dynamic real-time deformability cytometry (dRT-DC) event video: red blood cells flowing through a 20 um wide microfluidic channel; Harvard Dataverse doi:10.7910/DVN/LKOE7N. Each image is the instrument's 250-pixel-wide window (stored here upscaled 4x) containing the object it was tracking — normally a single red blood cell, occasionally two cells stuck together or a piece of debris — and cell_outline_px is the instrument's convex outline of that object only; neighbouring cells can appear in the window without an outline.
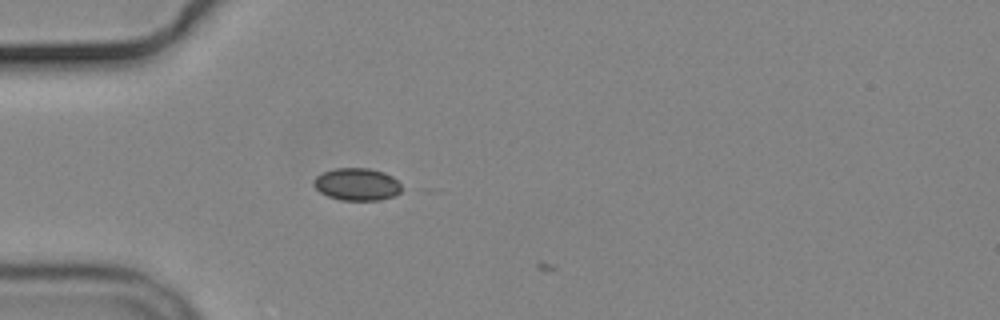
{"species": "common noctule bat (a hibernating species)", "species_latin": "Nyctalus noctula", "temperature_condition": "cold", "stored_images_in_passage": 5, "camera_frame_rate_fps": 3000, "um_per_image_px": 0.085, "animal": {"sex": "male", "body_mass_g": 19.2, "forearm_length_mm": 51.8}, "frame": {"image": 1, "passage_image": 4, "time_ms": 1.0, "image_size_px": [1000, 320], "cell_outline_px": [[400, 192], [392, 196], [380, 200], [340, 200], [328, 196], [320, 192], [312, 184], [312, 180], [316, 176], [324, 172], [336, 168], [368, 168], [384, 172], [392, 176], [400, 184]], "centroid_in_image_um": [30.31, 15.66], "position_along_channel_um": 54.7, "area_um2": 16.53}}